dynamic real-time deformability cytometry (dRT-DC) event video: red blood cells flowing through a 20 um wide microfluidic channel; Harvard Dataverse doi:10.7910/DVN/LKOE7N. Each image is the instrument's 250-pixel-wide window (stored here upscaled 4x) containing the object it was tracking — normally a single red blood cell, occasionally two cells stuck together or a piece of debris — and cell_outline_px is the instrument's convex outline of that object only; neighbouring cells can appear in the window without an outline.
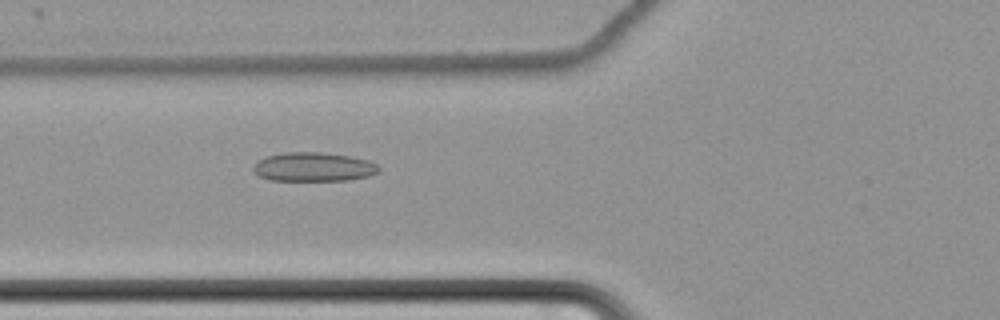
{"species": "common noctule bat (a hibernating species)", "species_latin": "Nyctalus noctula", "temperature_condition": "cold", "stored_images_in_passage": 62, "camera_frame_rate_fps": 3000, "um_per_image_px": 0.085, "animal": {"sex": "female", "body_mass_g": 22.7, "forearm_length_mm": 54.2}, "frame": {"image": 1, "passage_image": 26, "time_ms": 8.333, "image_size_px": [1000, 320], "cell_outline_px": [[380, 172], [368, 176], [348, 180], [272, 180], [260, 176], [252, 172], [252, 168], [260, 160], [268, 156], [288, 152], [320, 152], [352, 156], [368, 160], [376, 164], [380, 168]], "centroid_in_image_um": [26.69, 14.19], "position_along_channel_um": 99.1, "area_um2": 21.1}}
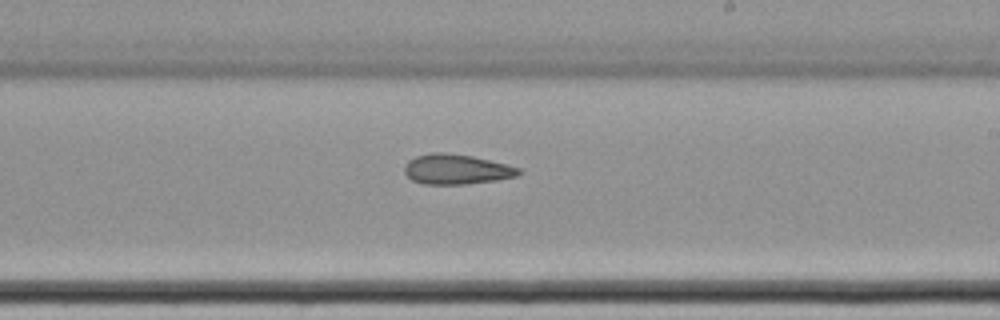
{"frame": {"image": 2, "passage_image": 39, "time_ms": 12.667, "image_size_px": [1000, 320], "cell_outline_px": [[524, 172], [520, 176], [496, 180], [464, 184], [424, 184], [412, 180], [404, 172], [404, 164], [408, 160], [416, 156], [432, 152], [444, 152], [472, 156], [520, 168]], "centroid_in_image_um": [38.8, 14.39], "position_along_channel_um": 250.2, "area_um2": 20.06}}
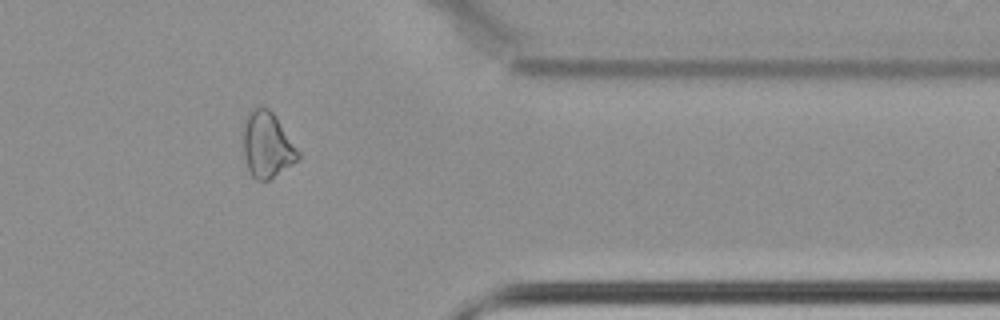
{"frame": {"image": 3, "passage_image": 52, "time_ms": 17.0, "image_size_px": [1000, 320], "cell_outline_px": [[300, 160], [268, 180], [256, 180], [252, 176], [248, 168], [244, 156], [240, 132], [244, 116], [252, 108], [260, 104], [268, 108], [276, 116], [300, 152]], "centroid_in_image_um": [22.66, 12.26], "position_along_channel_um": 388.7, "area_um2": 21.85}}